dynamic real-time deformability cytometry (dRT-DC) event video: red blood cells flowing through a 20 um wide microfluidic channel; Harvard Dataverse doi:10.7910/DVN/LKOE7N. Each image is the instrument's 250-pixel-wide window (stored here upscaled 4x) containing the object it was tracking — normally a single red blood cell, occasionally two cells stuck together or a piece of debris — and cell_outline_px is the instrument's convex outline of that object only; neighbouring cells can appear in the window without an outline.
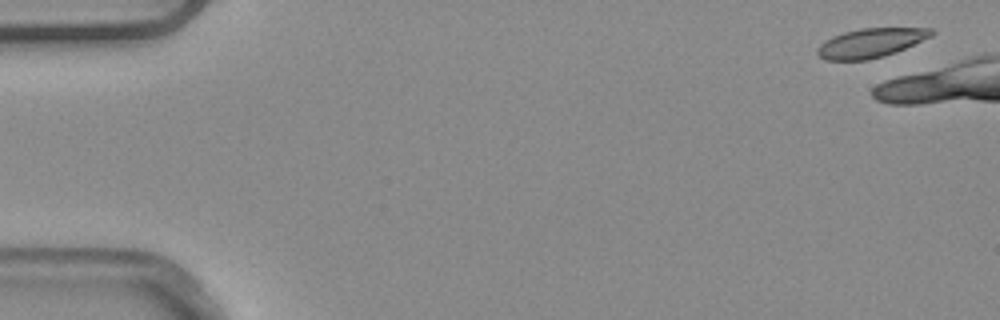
{"species": "common noctule bat (a hibernating species)", "species_latin": "Nyctalus noctula", "temperature_condition": "warm", "stored_images_in_passage": 3, "camera_frame_rate_fps": 3000, "um_per_image_px": 0.085, "animal": {"sex": "male", "body_mass_g": 20.4}, "frame": {"image": 1, "passage_image": 3, "time_ms": 0.667, "image_size_px": [1000, 320], "cell_outline_px": [[936, 32], [932, 36], [896, 52], [884, 56], [868, 60], [824, 60], [816, 52], [816, 48], [820, 44], [832, 36], [844, 32], [860, 28], [932, 28]], "centroid_in_image_um": [74.01, 3.65], "position_along_channel_um": 11.0, "area_um2": 19.48}}